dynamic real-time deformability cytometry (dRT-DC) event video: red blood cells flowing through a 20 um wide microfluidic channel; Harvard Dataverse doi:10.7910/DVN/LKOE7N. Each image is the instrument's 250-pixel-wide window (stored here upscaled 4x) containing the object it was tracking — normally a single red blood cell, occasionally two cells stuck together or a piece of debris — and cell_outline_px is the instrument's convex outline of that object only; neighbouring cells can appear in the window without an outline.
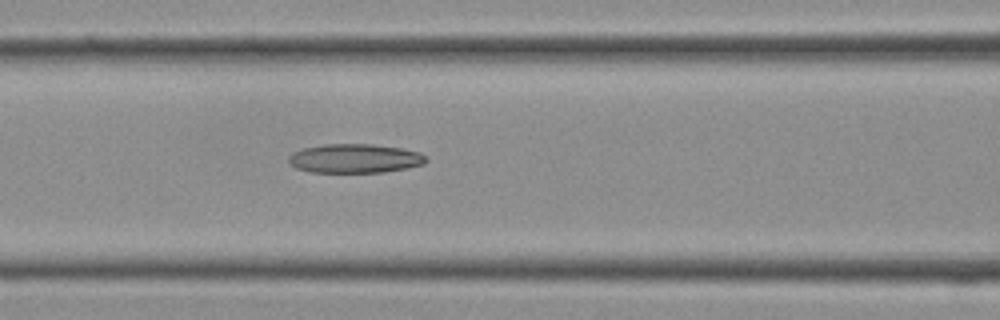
{"species": "Egyptian fruit bat (a non-hibernating species)", "species_latin": "Rousettus aegyptiacus", "temperature_condition": "cold", "stored_images_in_passage": 14, "camera_frame_rate_fps": 3000, "um_per_image_px": 0.085, "frame": {"image": 1, "passage_image": 12, "time_ms": 3.667, "image_size_px": [1000, 320], "cell_outline_px": [[428, 160], [424, 164], [408, 168], [384, 172], [312, 172], [296, 168], [288, 160], [288, 156], [292, 152], [304, 148], [324, 144], [372, 144], [400, 148], [420, 152], [428, 156]], "centroid_in_image_um": [30.2, 13.47], "position_along_channel_um": 136.4, "area_um2": 23.35}}
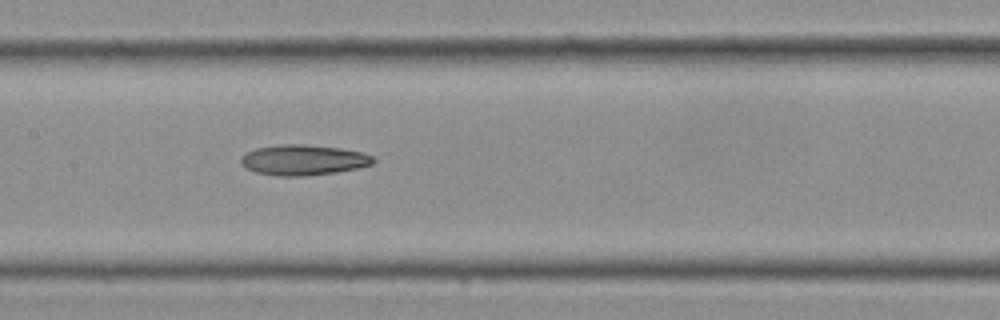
{"frame": {"image": 2, "passage_image": 14, "time_ms": 4.333, "image_size_px": [1000, 320], "cell_outline_px": [[376, 160], [372, 164], [356, 168], [336, 172], [304, 176], [276, 176], [256, 172], [244, 168], [240, 164], [240, 156], [256, 148], [284, 144], [304, 144], [340, 148], [360, 152], [372, 156]], "centroid_in_image_um": [25.74, 13.6], "position_along_channel_um": 181.7, "area_um2": 23.47}}